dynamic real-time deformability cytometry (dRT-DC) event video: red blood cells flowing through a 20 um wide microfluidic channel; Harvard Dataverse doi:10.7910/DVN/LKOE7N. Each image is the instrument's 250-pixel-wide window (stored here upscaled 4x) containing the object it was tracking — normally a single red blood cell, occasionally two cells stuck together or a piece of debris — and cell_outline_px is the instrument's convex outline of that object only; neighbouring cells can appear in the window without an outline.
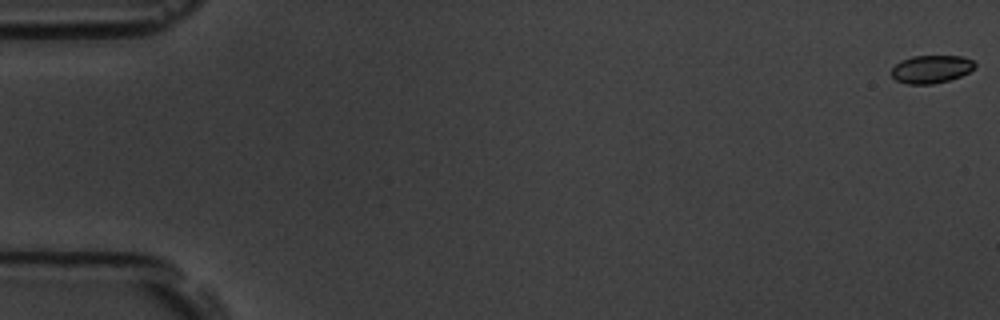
{"species": "common noctule bat (a hibernating species)", "species_latin": "Nyctalus noctula", "temperature_condition": "room temperature", "stored_images_in_passage": 6, "camera_frame_rate_fps": 3000, "um_per_image_px": 0.085, "animal": {"sex": "male", "body_mass_g": 19.5, "forearm_length_mm": 54.6}, "frame": {"image": 1, "passage_image": 1, "time_ms": 0.0, "image_size_px": [1000, 320], "cell_outline_px": [[976, 68], [960, 76], [948, 80], [932, 84], [908, 84], [896, 80], [892, 76], [892, 68], [900, 60], [912, 56], [960, 56], [972, 60], [976, 64]], "centroid_in_image_um": [79.15, 5.87], "position_along_channel_um": 5.8, "area_um2": 13.53}}
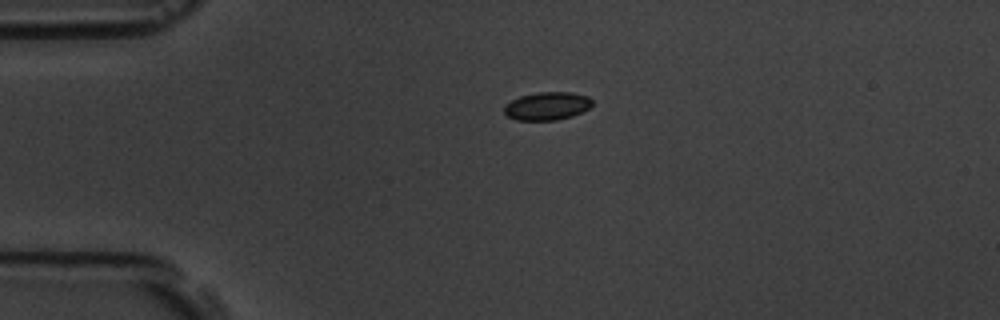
{"frame": {"image": 2, "passage_image": 5, "time_ms": 4.333, "image_size_px": [1000, 320], "cell_outline_px": [[592, 104], [588, 108], [572, 116], [556, 120], [516, 120], [508, 116], [504, 112], [504, 108], [512, 100], [520, 96], [536, 92], [572, 92], [588, 96], [592, 100]], "centroid_in_image_um": [46.51, 9.0], "position_along_channel_um": 38.5, "area_um2": 14.28}}